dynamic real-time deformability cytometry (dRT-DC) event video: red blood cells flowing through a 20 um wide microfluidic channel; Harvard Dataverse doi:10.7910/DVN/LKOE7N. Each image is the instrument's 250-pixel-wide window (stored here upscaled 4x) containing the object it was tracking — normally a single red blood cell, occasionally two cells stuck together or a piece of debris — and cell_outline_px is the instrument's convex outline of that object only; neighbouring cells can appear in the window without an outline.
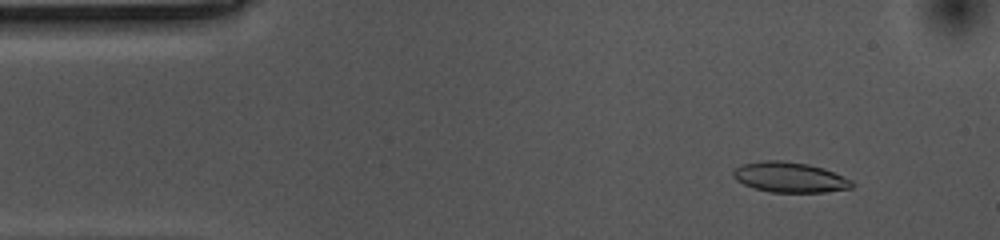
{"species": "common noctule bat (a hibernating species)", "species_latin": "Nyctalus noctula", "temperature_condition": "cold", "stored_images_in_passage": 49, "camera_frame_rate_fps": 3000, "um_per_image_px": 0.085, "animal": {"sex": "female", "body_mass_g": 10.0, "forearm_length_mm": 53.1}, "frame": {"image": 1, "passage_image": 5, "time_ms": 1.333, "image_size_px": [1000, 240], "cell_outline_px": [[856, 184], [852, 188], [824, 192], [768, 192], [744, 184], [736, 180], [732, 176], [732, 172], [736, 168], [744, 164], [764, 160], [780, 160], [808, 164], [824, 168], [852, 180]], "centroid_in_image_um": [67.15, 15.07], "position_along_channel_um": 17.8, "area_um2": 20.92}}
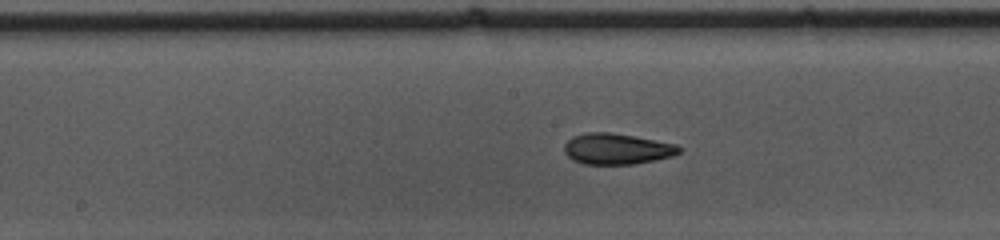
{"frame": {"image": 2, "passage_image": 26, "time_ms": 8.333, "image_size_px": [1000, 240], "cell_outline_px": [[684, 148], [680, 152], [672, 156], [656, 160], [632, 164], [584, 164], [572, 160], [564, 152], [564, 144], [572, 136], [588, 132], [608, 132], [632, 136], [676, 144]], "centroid_in_image_um": [52.42, 12.66], "position_along_channel_um": 195.8, "area_um2": 20.69}}
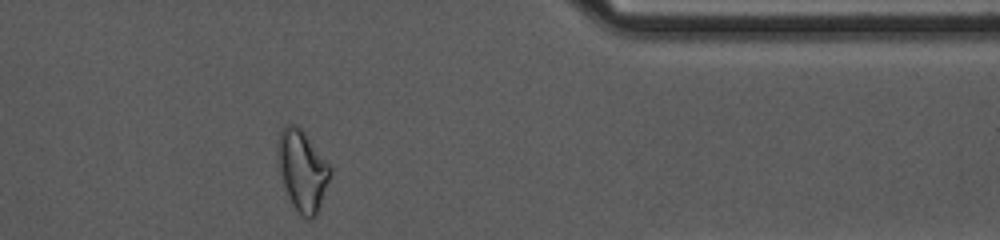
{"frame": {"image": 3, "passage_image": 44, "time_ms": 14.333, "image_size_px": [1000, 240], "cell_outline_px": [[332, 172], [316, 216], [312, 220], [308, 220], [292, 204], [280, 176], [276, 152], [276, 144], [280, 128], [284, 124], [296, 124], [304, 132], [332, 168]], "centroid_in_image_um": [25.67, 14.44], "position_along_channel_um": 385.7, "area_um2": 24.74}, "authors_computed_cell_mechanics": {"area_um2": 20.9814, "velocity_mm_per_s": 3.5413, "shape_relaxation_time_tau1_ms": 4.9854, "shape_relaxation_time_tau2_ms": 3.4515, "deformation_change_tau1": 0.146, "deformation_change_tau2": 0.0968}}